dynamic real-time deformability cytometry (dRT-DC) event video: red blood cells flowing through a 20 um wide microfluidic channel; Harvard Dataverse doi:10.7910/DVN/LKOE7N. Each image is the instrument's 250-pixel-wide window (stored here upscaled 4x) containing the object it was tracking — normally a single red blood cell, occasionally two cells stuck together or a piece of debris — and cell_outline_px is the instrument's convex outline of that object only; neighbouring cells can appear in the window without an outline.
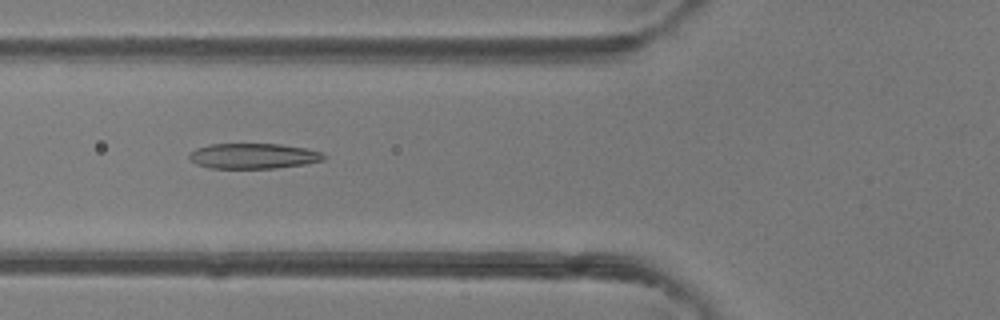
{"species": "common noctule bat (a hibernating species)", "species_latin": "Nyctalus noctula", "temperature_condition": "room temperature", "stored_images_in_passage": 50, "camera_frame_rate_fps": 3000, "um_per_image_px": 0.085, "animal": {"sex": "female"}, "frame": {"image": 1, "passage_image": 19, "time_ms": 6.0, "image_size_px": [1000, 320], "cell_outline_px": [[324, 160], [304, 164], [276, 168], [212, 168], [196, 164], [188, 156], [188, 152], [196, 148], [208, 144], [280, 144], [304, 148], [320, 152], [324, 156]], "centroid_in_image_um": [21.48, 13.25], "position_along_channel_um": 104.3, "area_um2": 19.77}}
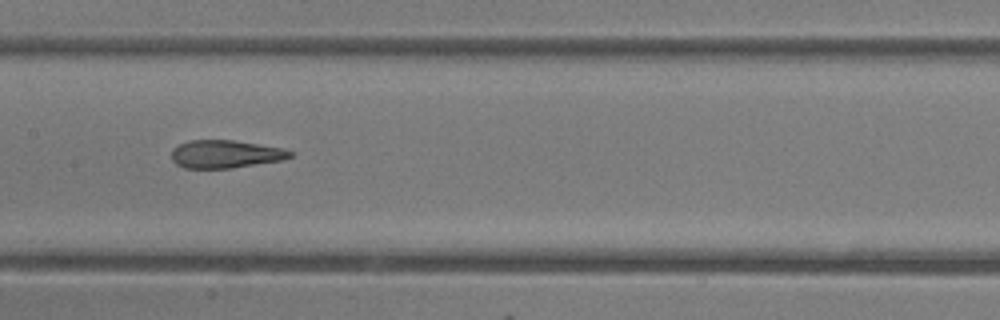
{"frame": {"image": 2, "passage_image": 25, "time_ms": 8.0, "image_size_px": [1000, 320], "cell_outline_px": [[296, 152], [292, 156], [284, 160], [232, 168], [184, 168], [176, 164], [172, 160], [172, 148], [188, 140], [236, 140], [284, 148]], "centroid_in_image_um": [19.21, 13.09], "position_along_channel_um": 188.2, "area_um2": 19.59}}
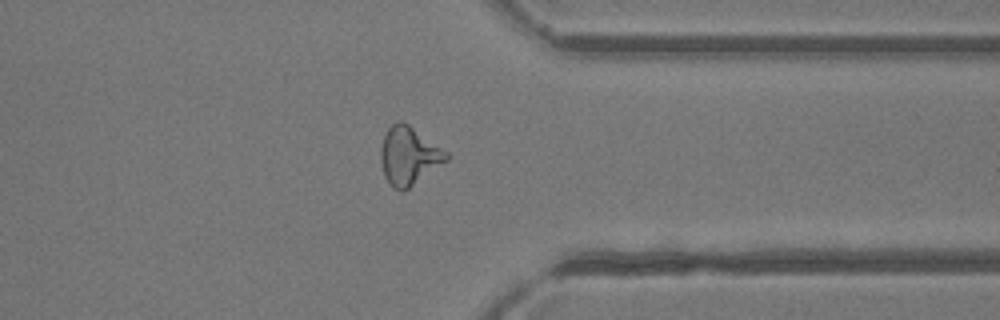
{"frame": {"image": 3, "passage_image": 39, "time_ms": 12.667, "image_size_px": [1000, 320], "cell_outline_px": [[448, 160], [404, 192], [400, 192], [392, 188], [384, 176], [380, 160], [380, 148], [384, 136], [388, 128], [396, 120], [400, 120], [408, 124], [448, 152]], "centroid_in_image_um": [34.73, 13.27], "position_along_channel_um": 376.7, "area_um2": 22.37}, "authors_computed_cell_mechanics": {"area_um2": 21.0681, "velocity_mm_per_s": 4.1531, "shape_relaxation_time_tau1_ms": 8.1818, "shape_relaxation_time_tau2_ms": 1.6478, "deformation_change_tau1": 0.2806, "deformation_change_tau2": 0.1205}}